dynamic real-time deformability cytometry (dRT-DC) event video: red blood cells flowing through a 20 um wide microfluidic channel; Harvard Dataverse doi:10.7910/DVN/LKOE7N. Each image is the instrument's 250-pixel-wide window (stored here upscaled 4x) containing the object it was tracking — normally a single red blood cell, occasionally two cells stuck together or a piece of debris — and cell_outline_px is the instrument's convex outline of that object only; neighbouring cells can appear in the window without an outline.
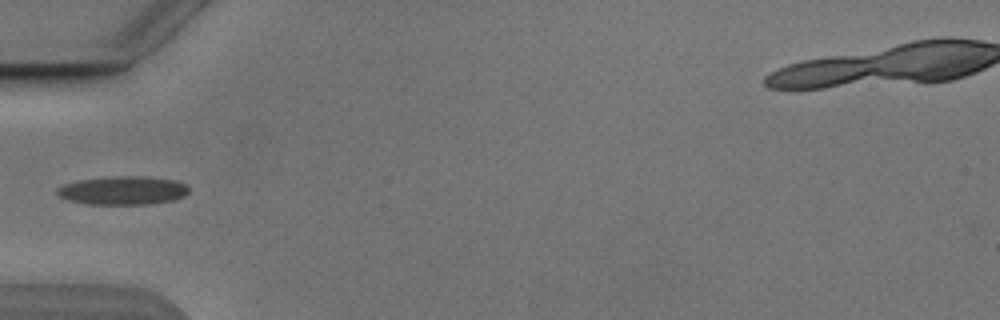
{"species": "Egyptian fruit bat (a non-hibernating species)", "species_latin": "Rousettus aegyptiacus", "temperature_condition": "cold", "stored_images_in_passage": 6, "camera_frame_rate_fps": 3000, "um_per_image_px": 0.085, "animal": {"sex": "male"}, "frame": {"image": 1, "passage_image": 5, "time_ms": 4.667, "image_size_px": [1000, 320], "cell_outline_px": [[188, 192], [184, 196], [172, 200], [148, 204], [88, 204], [68, 200], [60, 196], [56, 192], [56, 188], [64, 184], [80, 180], [112, 176], [140, 176], [176, 180], [188, 184]], "centroid_in_image_um": [10.46, 16.18], "position_along_channel_um": 74.5, "area_um2": 21.85}}
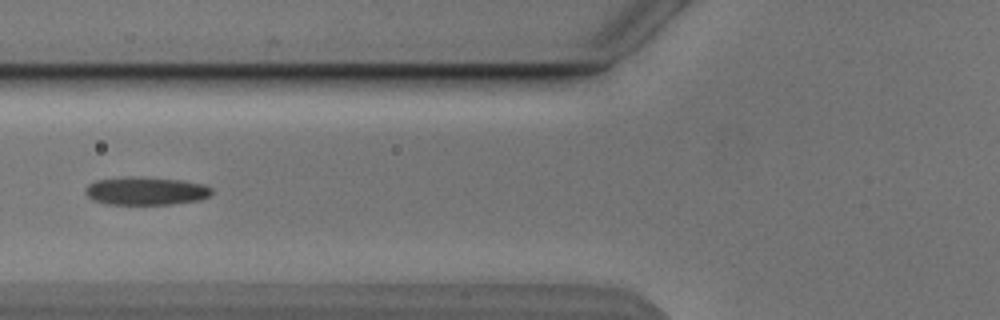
{"frame": {"image": 2, "passage_image": 6, "time_ms": 5.667, "image_size_px": [1000, 320], "cell_outline_px": [[212, 192], [208, 196], [200, 200], [172, 204], [104, 204], [92, 200], [84, 192], [88, 184], [96, 180], [184, 180], [204, 184], [212, 188]], "centroid_in_image_um": [12.44, 16.3], "position_along_channel_um": 113.4, "area_um2": 19.54}}